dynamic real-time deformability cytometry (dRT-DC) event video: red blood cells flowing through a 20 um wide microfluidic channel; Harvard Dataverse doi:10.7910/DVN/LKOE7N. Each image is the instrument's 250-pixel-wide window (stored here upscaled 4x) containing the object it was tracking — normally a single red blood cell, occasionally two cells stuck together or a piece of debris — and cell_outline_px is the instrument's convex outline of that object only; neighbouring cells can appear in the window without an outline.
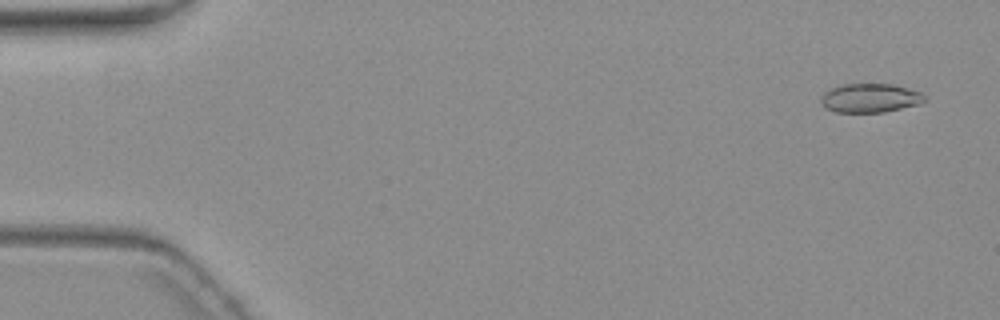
{"species": "common noctule bat (a hibernating species)", "species_latin": "Nyctalus noctula", "temperature_condition": "warm", "stored_images_in_passage": 6, "segment_of_instrument_passage": [2, 2], "camera_frame_rate_fps": 3000, "um_per_image_px": 0.085, "animal": {"sex": "female", "body_mass_g": 19.3, "forearm_length_mm": 54.1}, "frame": {"image": 1, "passage_image": 6, "time_ms": 6.667, "image_size_px": [1000, 320], "cell_outline_px": [[924, 100], [920, 104], [884, 112], [836, 112], [820, 104], [820, 96], [824, 92], [832, 88], [844, 84], [892, 84], [920, 92], [924, 96]], "centroid_in_image_um": [73.92, 8.33], "position_along_channel_um": 11.1, "area_um2": 17.34}}